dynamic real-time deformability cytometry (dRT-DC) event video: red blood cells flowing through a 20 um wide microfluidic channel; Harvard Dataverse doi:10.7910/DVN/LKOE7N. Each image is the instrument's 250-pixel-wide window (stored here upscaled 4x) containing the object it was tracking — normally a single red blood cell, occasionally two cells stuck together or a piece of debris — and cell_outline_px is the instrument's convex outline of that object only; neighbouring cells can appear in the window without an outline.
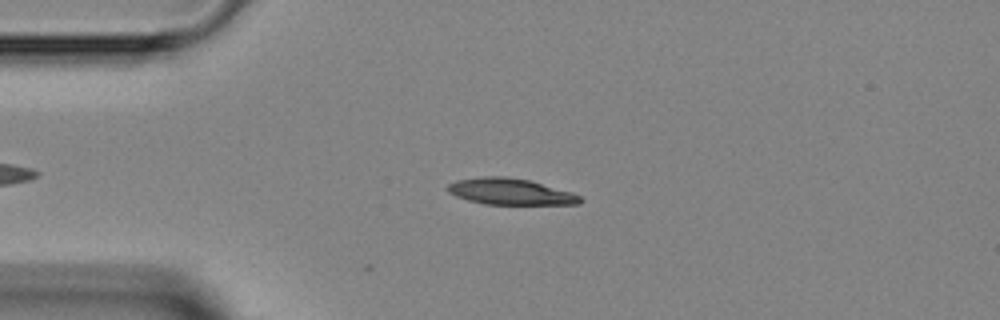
{"species": "Egyptian fruit bat (a non-hibernating species)", "species_latin": "Rousettus aegyptiacus", "temperature_condition": "room temperature", "stored_images_in_passage": 40, "camera_frame_rate_fps": 3000, "um_per_image_px": 0.085, "animal": {"sex": "female"}, "frame": {"image": 1, "passage_image": 10, "time_ms": 3.0, "image_size_px": [1000, 320], "cell_outline_px": [[584, 200], [580, 204], [484, 204], [468, 200], [456, 196], [448, 192], [444, 188], [448, 184], [456, 180], [484, 176], [504, 176], [528, 180], [572, 192], [580, 196]], "centroid_in_image_um": [43.35, 16.29], "position_along_channel_um": 41.6, "area_um2": 20.29}}
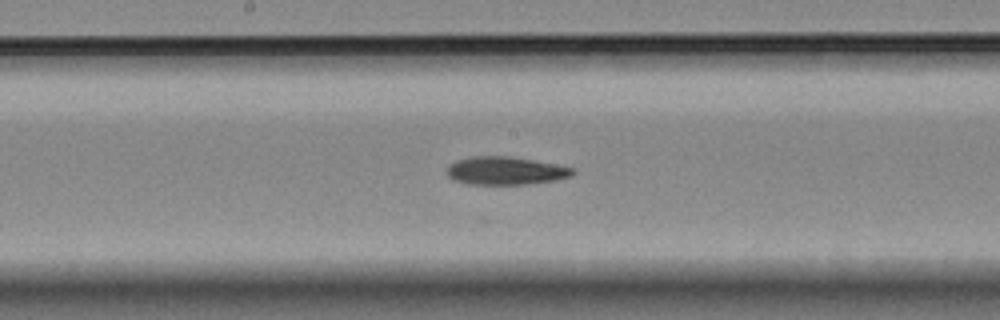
{"frame": {"image": 2, "passage_image": 23, "time_ms": 7.333, "image_size_px": [1000, 320], "cell_outline_px": [[576, 172], [572, 176], [556, 180], [524, 184], [468, 184], [452, 180], [444, 172], [448, 164], [456, 160], [472, 156], [508, 156], [532, 160], [572, 168]], "centroid_in_image_um": [42.88, 14.51], "position_along_channel_um": 205.3, "area_um2": 20.58}}
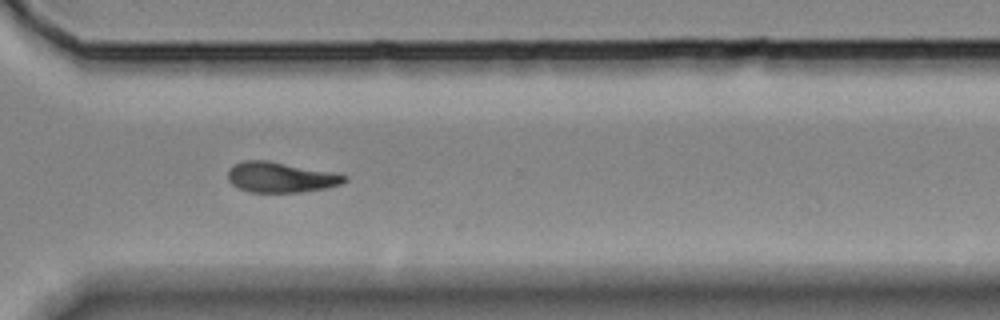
{"frame": {"image": 3, "passage_image": 33, "time_ms": 10.667, "image_size_px": [1000, 320], "cell_outline_px": [[348, 180], [340, 184], [328, 188], [300, 192], [248, 192], [232, 184], [228, 180], [228, 168], [244, 160], [268, 160], [332, 172], [348, 176]], "centroid_in_image_um": [23.86, 15.07], "position_along_channel_um": 346.7, "area_um2": 20.63}}